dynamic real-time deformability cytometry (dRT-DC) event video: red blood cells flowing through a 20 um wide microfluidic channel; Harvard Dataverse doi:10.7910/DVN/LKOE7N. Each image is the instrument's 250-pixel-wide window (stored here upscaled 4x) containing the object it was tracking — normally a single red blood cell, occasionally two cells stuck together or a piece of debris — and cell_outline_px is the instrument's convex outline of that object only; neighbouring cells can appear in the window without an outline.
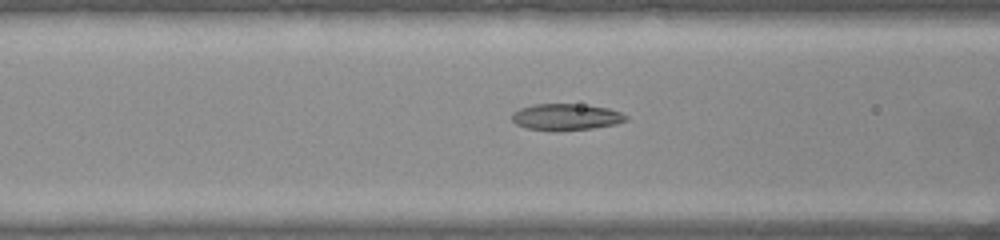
{"species": "common noctule bat (a hibernating species)", "species_latin": "Nyctalus noctula", "temperature_condition": "warm", "stored_images_in_passage": 32, "camera_frame_rate_fps": 3000, "um_per_image_px": 0.085, "animal": {"sex": "female", "body_mass_g": 22.0, "forearm_length_mm": 56.7}, "frame": {"image": 1, "passage_image": 10, "time_ms": 3.0, "image_size_px": [1000, 240], "cell_outline_px": [[628, 120], [616, 124], [592, 128], [524, 128], [516, 124], [512, 120], [512, 112], [520, 108], [532, 104], [580, 104], [608, 108], [620, 112], [628, 116]], "centroid_in_image_um": [48.13, 9.89], "position_along_channel_um": 118.5, "area_um2": 16.94}}
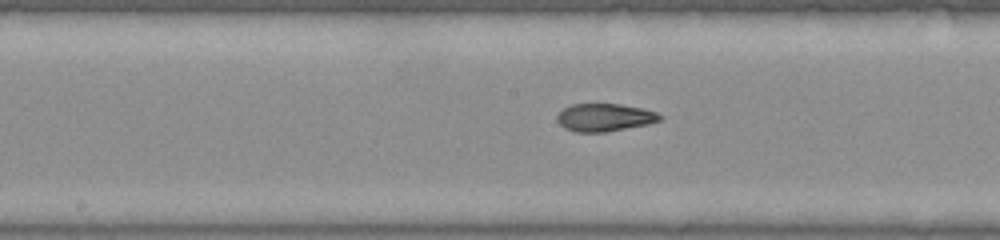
{"frame": {"image": 2, "passage_image": 16, "time_ms": 5.0, "image_size_px": [1000, 240], "cell_outline_px": [[664, 116], [660, 120], [648, 124], [604, 132], [576, 132], [564, 128], [556, 120], [556, 116], [564, 108], [572, 104], [620, 104], [644, 108], [656, 112]], "centroid_in_image_um": [51.39, 9.98], "position_along_channel_um": 196.8, "area_um2": 16.65}}
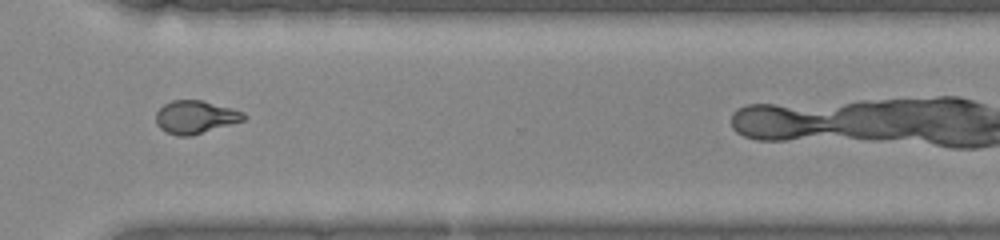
{"frame": {"image": 3, "passage_image": 28, "time_ms": 9.0, "image_size_px": [1000, 240], "cell_outline_px": [[248, 116], [244, 120], [192, 136], [176, 136], [164, 132], [156, 124], [156, 112], [164, 104], [172, 100], [200, 100], [232, 108], [244, 112]], "centroid_in_image_um": [16.6, 9.96], "position_along_channel_um": 354.0, "area_um2": 16.99}}